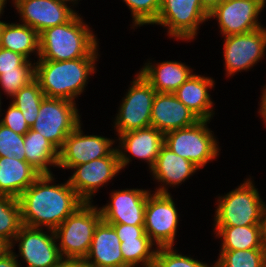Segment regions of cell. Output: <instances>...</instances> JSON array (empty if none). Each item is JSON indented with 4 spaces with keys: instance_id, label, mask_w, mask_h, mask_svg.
<instances>
[{
    "instance_id": "cell-1",
    "label": "cell",
    "mask_w": 266,
    "mask_h": 267,
    "mask_svg": "<svg viewBox=\"0 0 266 267\" xmlns=\"http://www.w3.org/2000/svg\"><path fill=\"white\" fill-rule=\"evenodd\" d=\"M53 174H41L18 198L24 226L55 230L85 202L70 186L50 185Z\"/></svg>"
},
{
    "instance_id": "cell-2",
    "label": "cell",
    "mask_w": 266,
    "mask_h": 267,
    "mask_svg": "<svg viewBox=\"0 0 266 267\" xmlns=\"http://www.w3.org/2000/svg\"><path fill=\"white\" fill-rule=\"evenodd\" d=\"M77 14L65 24L45 29L39 35L38 60L97 58L96 36Z\"/></svg>"
},
{
    "instance_id": "cell-3",
    "label": "cell",
    "mask_w": 266,
    "mask_h": 267,
    "mask_svg": "<svg viewBox=\"0 0 266 267\" xmlns=\"http://www.w3.org/2000/svg\"><path fill=\"white\" fill-rule=\"evenodd\" d=\"M95 61L97 58L38 60L34 65V79L45 97L75 102L74 99L84 91L89 75L95 72Z\"/></svg>"
},
{
    "instance_id": "cell-4",
    "label": "cell",
    "mask_w": 266,
    "mask_h": 267,
    "mask_svg": "<svg viewBox=\"0 0 266 267\" xmlns=\"http://www.w3.org/2000/svg\"><path fill=\"white\" fill-rule=\"evenodd\" d=\"M101 220L99 208L91 202L84 203L54 230L56 239L61 240L58 248L64 260L85 259Z\"/></svg>"
},
{
    "instance_id": "cell-5",
    "label": "cell",
    "mask_w": 266,
    "mask_h": 267,
    "mask_svg": "<svg viewBox=\"0 0 266 267\" xmlns=\"http://www.w3.org/2000/svg\"><path fill=\"white\" fill-rule=\"evenodd\" d=\"M218 203L215 226L261 225L265 203L250 179L219 197Z\"/></svg>"
},
{
    "instance_id": "cell-6",
    "label": "cell",
    "mask_w": 266,
    "mask_h": 267,
    "mask_svg": "<svg viewBox=\"0 0 266 267\" xmlns=\"http://www.w3.org/2000/svg\"><path fill=\"white\" fill-rule=\"evenodd\" d=\"M210 120L170 131L164 135V145L175 154L188 159L199 169L218 156L219 148L212 131L207 127Z\"/></svg>"
},
{
    "instance_id": "cell-7",
    "label": "cell",
    "mask_w": 266,
    "mask_h": 267,
    "mask_svg": "<svg viewBox=\"0 0 266 267\" xmlns=\"http://www.w3.org/2000/svg\"><path fill=\"white\" fill-rule=\"evenodd\" d=\"M79 118L75 102L44 97L30 129L39 132L60 150L67 136L80 124Z\"/></svg>"
},
{
    "instance_id": "cell-8",
    "label": "cell",
    "mask_w": 266,
    "mask_h": 267,
    "mask_svg": "<svg viewBox=\"0 0 266 267\" xmlns=\"http://www.w3.org/2000/svg\"><path fill=\"white\" fill-rule=\"evenodd\" d=\"M163 185L149 193L145 209L144 228L157 248L173 247L179 216L175 203Z\"/></svg>"
},
{
    "instance_id": "cell-9",
    "label": "cell",
    "mask_w": 266,
    "mask_h": 267,
    "mask_svg": "<svg viewBox=\"0 0 266 267\" xmlns=\"http://www.w3.org/2000/svg\"><path fill=\"white\" fill-rule=\"evenodd\" d=\"M208 16L201 0H161L159 14L152 24L166 26L171 37L192 40Z\"/></svg>"
},
{
    "instance_id": "cell-10",
    "label": "cell",
    "mask_w": 266,
    "mask_h": 267,
    "mask_svg": "<svg viewBox=\"0 0 266 267\" xmlns=\"http://www.w3.org/2000/svg\"><path fill=\"white\" fill-rule=\"evenodd\" d=\"M155 94L151 84L137 73L116 116L115 128L118 135L151 126Z\"/></svg>"
},
{
    "instance_id": "cell-11",
    "label": "cell",
    "mask_w": 266,
    "mask_h": 267,
    "mask_svg": "<svg viewBox=\"0 0 266 267\" xmlns=\"http://www.w3.org/2000/svg\"><path fill=\"white\" fill-rule=\"evenodd\" d=\"M266 0H222L208 18H217L222 35L245 34L261 28L258 15Z\"/></svg>"
},
{
    "instance_id": "cell-12",
    "label": "cell",
    "mask_w": 266,
    "mask_h": 267,
    "mask_svg": "<svg viewBox=\"0 0 266 267\" xmlns=\"http://www.w3.org/2000/svg\"><path fill=\"white\" fill-rule=\"evenodd\" d=\"M224 60L228 76L247 70L264 57L266 28L225 36Z\"/></svg>"
},
{
    "instance_id": "cell-13",
    "label": "cell",
    "mask_w": 266,
    "mask_h": 267,
    "mask_svg": "<svg viewBox=\"0 0 266 267\" xmlns=\"http://www.w3.org/2000/svg\"><path fill=\"white\" fill-rule=\"evenodd\" d=\"M42 229L23 225L14 238L20 242L19 253L27 267H57L64 260L54 230L48 229L51 232L48 235Z\"/></svg>"
},
{
    "instance_id": "cell-14",
    "label": "cell",
    "mask_w": 266,
    "mask_h": 267,
    "mask_svg": "<svg viewBox=\"0 0 266 267\" xmlns=\"http://www.w3.org/2000/svg\"><path fill=\"white\" fill-rule=\"evenodd\" d=\"M72 169L76 171L68 180L70 186L85 203H90L94 192L121 170L117 148L107 157L76 165Z\"/></svg>"
},
{
    "instance_id": "cell-15",
    "label": "cell",
    "mask_w": 266,
    "mask_h": 267,
    "mask_svg": "<svg viewBox=\"0 0 266 267\" xmlns=\"http://www.w3.org/2000/svg\"><path fill=\"white\" fill-rule=\"evenodd\" d=\"M115 141L97 135H83L81 123L67 136L59 150L58 167L72 169L76 165L107 157Z\"/></svg>"
},
{
    "instance_id": "cell-16",
    "label": "cell",
    "mask_w": 266,
    "mask_h": 267,
    "mask_svg": "<svg viewBox=\"0 0 266 267\" xmlns=\"http://www.w3.org/2000/svg\"><path fill=\"white\" fill-rule=\"evenodd\" d=\"M23 24L39 35L48 28L65 24L76 12L61 0H13Z\"/></svg>"
},
{
    "instance_id": "cell-17",
    "label": "cell",
    "mask_w": 266,
    "mask_h": 267,
    "mask_svg": "<svg viewBox=\"0 0 266 267\" xmlns=\"http://www.w3.org/2000/svg\"><path fill=\"white\" fill-rule=\"evenodd\" d=\"M148 190L125 189L112 192L111 202L99 208L106 223L144 226Z\"/></svg>"
},
{
    "instance_id": "cell-18",
    "label": "cell",
    "mask_w": 266,
    "mask_h": 267,
    "mask_svg": "<svg viewBox=\"0 0 266 267\" xmlns=\"http://www.w3.org/2000/svg\"><path fill=\"white\" fill-rule=\"evenodd\" d=\"M118 136L121 145L117 152L121 169L131 161V157L125 152L132 154V156L138 159L145 160L149 164V169L153 168L161 147L164 145V135L160 131L153 126H149Z\"/></svg>"
},
{
    "instance_id": "cell-19",
    "label": "cell",
    "mask_w": 266,
    "mask_h": 267,
    "mask_svg": "<svg viewBox=\"0 0 266 267\" xmlns=\"http://www.w3.org/2000/svg\"><path fill=\"white\" fill-rule=\"evenodd\" d=\"M200 119L173 93L155 94L151 113V126L163 135L197 123Z\"/></svg>"
},
{
    "instance_id": "cell-20",
    "label": "cell",
    "mask_w": 266,
    "mask_h": 267,
    "mask_svg": "<svg viewBox=\"0 0 266 267\" xmlns=\"http://www.w3.org/2000/svg\"><path fill=\"white\" fill-rule=\"evenodd\" d=\"M121 242L111 224L101 220L95 228L88 255L83 260L89 267H123Z\"/></svg>"
},
{
    "instance_id": "cell-21",
    "label": "cell",
    "mask_w": 266,
    "mask_h": 267,
    "mask_svg": "<svg viewBox=\"0 0 266 267\" xmlns=\"http://www.w3.org/2000/svg\"><path fill=\"white\" fill-rule=\"evenodd\" d=\"M213 86V79L192 74L173 94L200 120H210L214 113L208 89Z\"/></svg>"
},
{
    "instance_id": "cell-22",
    "label": "cell",
    "mask_w": 266,
    "mask_h": 267,
    "mask_svg": "<svg viewBox=\"0 0 266 267\" xmlns=\"http://www.w3.org/2000/svg\"><path fill=\"white\" fill-rule=\"evenodd\" d=\"M40 175L26 160L0 157V195L18 199Z\"/></svg>"
},
{
    "instance_id": "cell-23",
    "label": "cell",
    "mask_w": 266,
    "mask_h": 267,
    "mask_svg": "<svg viewBox=\"0 0 266 267\" xmlns=\"http://www.w3.org/2000/svg\"><path fill=\"white\" fill-rule=\"evenodd\" d=\"M191 72L184 63L165 61L155 66L145 63L139 73L157 93H173L192 75Z\"/></svg>"
},
{
    "instance_id": "cell-24",
    "label": "cell",
    "mask_w": 266,
    "mask_h": 267,
    "mask_svg": "<svg viewBox=\"0 0 266 267\" xmlns=\"http://www.w3.org/2000/svg\"><path fill=\"white\" fill-rule=\"evenodd\" d=\"M198 169L188 159L175 154L163 145L151 172L158 182L175 186L184 182Z\"/></svg>"
},
{
    "instance_id": "cell-25",
    "label": "cell",
    "mask_w": 266,
    "mask_h": 267,
    "mask_svg": "<svg viewBox=\"0 0 266 267\" xmlns=\"http://www.w3.org/2000/svg\"><path fill=\"white\" fill-rule=\"evenodd\" d=\"M25 160L40 174H52L48 165L58 166L59 150L39 132L24 135Z\"/></svg>"
},
{
    "instance_id": "cell-26",
    "label": "cell",
    "mask_w": 266,
    "mask_h": 267,
    "mask_svg": "<svg viewBox=\"0 0 266 267\" xmlns=\"http://www.w3.org/2000/svg\"><path fill=\"white\" fill-rule=\"evenodd\" d=\"M214 227L222 237L221 250L266 249L261 225Z\"/></svg>"
},
{
    "instance_id": "cell-27",
    "label": "cell",
    "mask_w": 266,
    "mask_h": 267,
    "mask_svg": "<svg viewBox=\"0 0 266 267\" xmlns=\"http://www.w3.org/2000/svg\"><path fill=\"white\" fill-rule=\"evenodd\" d=\"M0 47L20 53L29 60L31 53L39 56V33L25 24L5 23Z\"/></svg>"
},
{
    "instance_id": "cell-28",
    "label": "cell",
    "mask_w": 266,
    "mask_h": 267,
    "mask_svg": "<svg viewBox=\"0 0 266 267\" xmlns=\"http://www.w3.org/2000/svg\"><path fill=\"white\" fill-rule=\"evenodd\" d=\"M23 226L19 200L15 197L0 195V237L13 248V240Z\"/></svg>"
},
{
    "instance_id": "cell-29",
    "label": "cell",
    "mask_w": 266,
    "mask_h": 267,
    "mask_svg": "<svg viewBox=\"0 0 266 267\" xmlns=\"http://www.w3.org/2000/svg\"><path fill=\"white\" fill-rule=\"evenodd\" d=\"M153 245L150 238L124 240L120 246L123 267H136L139 263L142 267H151L157 252Z\"/></svg>"
},
{
    "instance_id": "cell-30",
    "label": "cell",
    "mask_w": 266,
    "mask_h": 267,
    "mask_svg": "<svg viewBox=\"0 0 266 267\" xmlns=\"http://www.w3.org/2000/svg\"><path fill=\"white\" fill-rule=\"evenodd\" d=\"M44 97L45 94L35 79L21 88L12 97V99L14 98L12 103L21 110L30 128L38 117L40 105Z\"/></svg>"
},
{
    "instance_id": "cell-31",
    "label": "cell",
    "mask_w": 266,
    "mask_h": 267,
    "mask_svg": "<svg viewBox=\"0 0 266 267\" xmlns=\"http://www.w3.org/2000/svg\"><path fill=\"white\" fill-rule=\"evenodd\" d=\"M214 267H266V249L221 250Z\"/></svg>"
},
{
    "instance_id": "cell-32",
    "label": "cell",
    "mask_w": 266,
    "mask_h": 267,
    "mask_svg": "<svg viewBox=\"0 0 266 267\" xmlns=\"http://www.w3.org/2000/svg\"><path fill=\"white\" fill-rule=\"evenodd\" d=\"M35 62L28 61L16 71L2 72L0 84L4 93L13 97L21 88L28 85L35 77Z\"/></svg>"
},
{
    "instance_id": "cell-33",
    "label": "cell",
    "mask_w": 266,
    "mask_h": 267,
    "mask_svg": "<svg viewBox=\"0 0 266 267\" xmlns=\"http://www.w3.org/2000/svg\"><path fill=\"white\" fill-rule=\"evenodd\" d=\"M151 267H211L191 257L184 256L173 250V247L157 248ZM214 267V266H212Z\"/></svg>"
},
{
    "instance_id": "cell-34",
    "label": "cell",
    "mask_w": 266,
    "mask_h": 267,
    "mask_svg": "<svg viewBox=\"0 0 266 267\" xmlns=\"http://www.w3.org/2000/svg\"><path fill=\"white\" fill-rule=\"evenodd\" d=\"M131 10L133 26L152 24L158 14L161 0H123Z\"/></svg>"
},
{
    "instance_id": "cell-35",
    "label": "cell",
    "mask_w": 266,
    "mask_h": 267,
    "mask_svg": "<svg viewBox=\"0 0 266 267\" xmlns=\"http://www.w3.org/2000/svg\"><path fill=\"white\" fill-rule=\"evenodd\" d=\"M0 157L25 160L24 135L0 123Z\"/></svg>"
},
{
    "instance_id": "cell-36",
    "label": "cell",
    "mask_w": 266,
    "mask_h": 267,
    "mask_svg": "<svg viewBox=\"0 0 266 267\" xmlns=\"http://www.w3.org/2000/svg\"><path fill=\"white\" fill-rule=\"evenodd\" d=\"M0 123L21 135H25L30 130L21 110H19L13 103L8 107L6 114L4 118L0 120Z\"/></svg>"
},
{
    "instance_id": "cell-37",
    "label": "cell",
    "mask_w": 266,
    "mask_h": 267,
    "mask_svg": "<svg viewBox=\"0 0 266 267\" xmlns=\"http://www.w3.org/2000/svg\"><path fill=\"white\" fill-rule=\"evenodd\" d=\"M28 61L22 54L0 47V74L2 72L16 71Z\"/></svg>"
},
{
    "instance_id": "cell-38",
    "label": "cell",
    "mask_w": 266,
    "mask_h": 267,
    "mask_svg": "<svg viewBox=\"0 0 266 267\" xmlns=\"http://www.w3.org/2000/svg\"><path fill=\"white\" fill-rule=\"evenodd\" d=\"M113 226L117 236L122 243L124 240L137 239V238H149L145 233L144 226L126 225L120 223H108Z\"/></svg>"
},
{
    "instance_id": "cell-39",
    "label": "cell",
    "mask_w": 266,
    "mask_h": 267,
    "mask_svg": "<svg viewBox=\"0 0 266 267\" xmlns=\"http://www.w3.org/2000/svg\"><path fill=\"white\" fill-rule=\"evenodd\" d=\"M17 255L12 250L0 258V267H20Z\"/></svg>"
},
{
    "instance_id": "cell-40",
    "label": "cell",
    "mask_w": 266,
    "mask_h": 267,
    "mask_svg": "<svg viewBox=\"0 0 266 267\" xmlns=\"http://www.w3.org/2000/svg\"><path fill=\"white\" fill-rule=\"evenodd\" d=\"M57 267H89L83 260H63Z\"/></svg>"
},
{
    "instance_id": "cell-41",
    "label": "cell",
    "mask_w": 266,
    "mask_h": 267,
    "mask_svg": "<svg viewBox=\"0 0 266 267\" xmlns=\"http://www.w3.org/2000/svg\"><path fill=\"white\" fill-rule=\"evenodd\" d=\"M222 0H201L203 7L210 13Z\"/></svg>"
},
{
    "instance_id": "cell-42",
    "label": "cell",
    "mask_w": 266,
    "mask_h": 267,
    "mask_svg": "<svg viewBox=\"0 0 266 267\" xmlns=\"http://www.w3.org/2000/svg\"><path fill=\"white\" fill-rule=\"evenodd\" d=\"M10 244L0 237V258L10 251Z\"/></svg>"
},
{
    "instance_id": "cell-43",
    "label": "cell",
    "mask_w": 266,
    "mask_h": 267,
    "mask_svg": "<svg viewBox=\"0 0 266 267\" xmlns=\"http://www.w3.org/2000/svg\"><path fill=\"white\" fill-rule=\"evenodd\" d=\"M261 227H262L264 243L266 246V205L264 206V209H263Z\"/></svg>"
},
{
    "instance_id": "cell-44",
    "label": "cell",
    "mask_w": 266,
    "mask_h": 267,
    "mask_svg": "<svg viewBox=\"0 0 266 267\" xmlns=\"http://www.w3.org/2000/svg\"><path fill=\"white\" fill-rule=\"evenodd\" d=\"M266 86V85H265ZM264 86V90H263V93H262V98H261V103H260V106L261 107H266V87Z\"/></svg>"
},
{
    "instance_id": "cell-45",
    "label": "cell",
    "mask_w": 266,
    "mask_h": 267,
    "mask_svg": "<svg viewBox=\"0 0 266 267\" xmlns=\"http://www.w3.org/2000/svg\"><path fill=\"white\" fill-rule=\"evenodd\" d=\"M260 115L264 119L265 125H266V107H260Z\"/></svg>"
},
{
    "instance_id": "cell-46",
    "label": "cell",
    "mask_w": 266,
    "mask_h": 267,
    "mask_svg": "<svg viewBox=\"0 0 266 267\" xmlns=\"http://www.w3.org/2000/svg\"><path fill=\"white\" fill-rule=\"evenodd\" d=\"M7 0H0V12L3 11Z\"/></svg>"
},
{
    "instance_id": "cell-47",
    "label": "cell",
    "mask_w": 266,
    "mask_h": 267,
    "mask_svg": "<svg viewBox=\"0 0 266 267\" xmlns=\"http://www.w3.org/2000/svg\"><path fill=\"white\" fill-rule=\"evenodd\" d=\"M1 14H2V11L0 12V16H1ZM5 23L6 22H1L0 21V39H1V34H2V30H3V27H4Z\"/></svg>"
},
{
    "instance_id": "cell-48",
    "label": "cell",
    "mask_w": 266,
    "mask_h": 267,
    "mask_svg": "<svg viewBox=\"0 0 266 267\" xmlns=\"http://www.w3.org/2000/svg\"><path fill=\"white\" fill-rule=\"evenodd\" d=\"M61 1L65 2V3H66L67 1H68V2H69V1H71V2L73 1V2L75 3V1H78V0H61Z\"/></svg>"
}]
</instances>
